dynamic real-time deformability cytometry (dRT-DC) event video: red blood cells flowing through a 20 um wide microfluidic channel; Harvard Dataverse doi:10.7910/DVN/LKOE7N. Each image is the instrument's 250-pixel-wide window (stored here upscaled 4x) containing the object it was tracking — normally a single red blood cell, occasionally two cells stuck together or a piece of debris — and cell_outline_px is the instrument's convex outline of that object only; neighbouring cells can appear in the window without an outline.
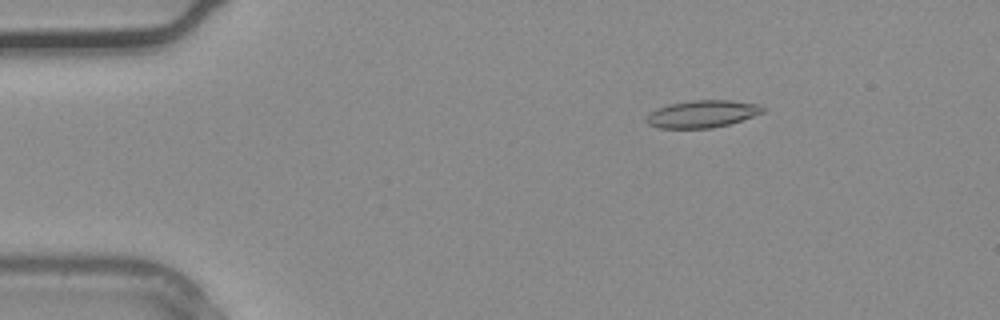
{"species": "common noctule bat (a hibernating species)", "species_latin": "Nyctalus noctula", "temperature_condition": "warm", "stored_images_in_passage": 3, "camera_frame_rate_fps": 3000, "um_per_image_px": 0.085, "animal": {"sex": "male", "body_mass_g": 20.4}, "frame": {"image": 1, "passage_image": 2, "time_ms": 0.333, "image_size_px": [1000, 320], "cell_outline_px": [[764, 112], [728, 124], [712, 128], [660, 128], [648, 124], [644, 120], [656, 108], [668, 104], [692, 100], [732, 100], [760, 104], [764, 108]], "centroid_in_image_um": [59.68, 9.67], "position_along_channel_um": 25.3, "area_um2": 18.44}}